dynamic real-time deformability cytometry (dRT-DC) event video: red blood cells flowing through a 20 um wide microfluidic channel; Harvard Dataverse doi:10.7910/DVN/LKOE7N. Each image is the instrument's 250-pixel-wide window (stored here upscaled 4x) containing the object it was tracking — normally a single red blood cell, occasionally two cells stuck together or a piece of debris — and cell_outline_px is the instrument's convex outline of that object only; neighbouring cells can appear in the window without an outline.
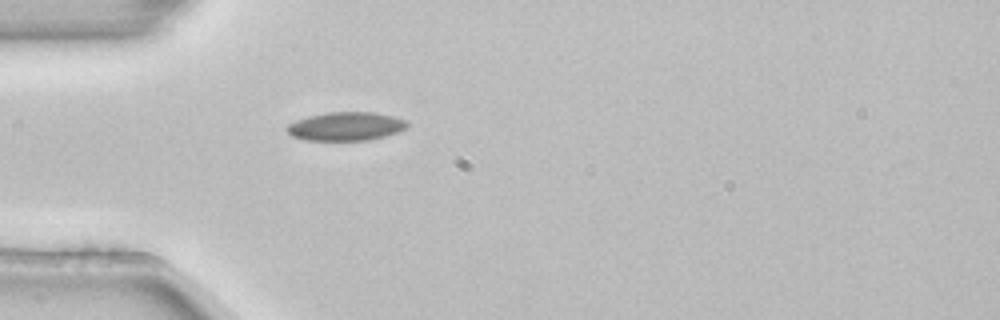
{"species": "common noctule bat (a hibernating species)", "species_latin": "Nyctalus noctula", "temperature_condition": "room temperature", "stored_images_in_passage": 1, "camera_frame_rate_fps": 3000, "um_per_image_px": 0.085, "animal": {"sex": "female", "body_mass_g": 22.7, "forearm_length_mm": 54.2}, "frame": {"image": 1, "passage_image": 1, "time_ms": 0.0, "image_size_px": [1000, 320], "cell_outline_px": [[408, 128], [384, 136], [368, 140], [304, 140], [292, 136], [284, 128], [288, 124], [296, 120], [308, 116], [328, 112], [376, 112], [408, 120]], "centroid_in_image_um": [29.4, 10.73], "position_along_channel_um": 55.6, "area_um2": 20.11}}